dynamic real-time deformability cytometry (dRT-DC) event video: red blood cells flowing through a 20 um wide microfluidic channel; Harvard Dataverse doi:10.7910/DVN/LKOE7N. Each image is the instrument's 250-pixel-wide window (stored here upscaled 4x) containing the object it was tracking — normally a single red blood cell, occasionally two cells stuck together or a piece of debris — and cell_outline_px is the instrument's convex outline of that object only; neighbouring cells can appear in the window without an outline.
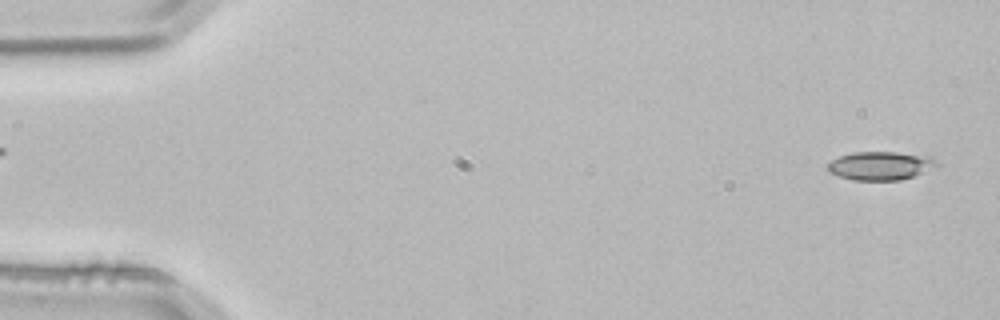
{"species": "common noctule bat (a hibernating species)", "species_latin": "Nyctalus noctula", "temperature_condition": "room temperature", "stored_images_in_passage": 3, "segment_of_instrument_passage": [2, 2], "camera_frame_rate_fps": 3000, "um_per_image_px": 0.085, "animal": {"sex": "male", "body_mass_g": 21.5, "forearm_length_mm": 52.0}, "frame": {"image": 1, "passage_image": 3, "time_ms": 0.667, "image_size_px": [1000, 320], "cell_outline_px": [[940, 164], [936, 168], [900, 180], [852, 180], [828, 172], [828, 164], [832, 160], [840, 156], [852, 152], [896, 152], [932, 156]], "centroid_in_image_um": [74.88, 14.08], "position_along_channel_um": 10.1, "area_um2": 18.21}}